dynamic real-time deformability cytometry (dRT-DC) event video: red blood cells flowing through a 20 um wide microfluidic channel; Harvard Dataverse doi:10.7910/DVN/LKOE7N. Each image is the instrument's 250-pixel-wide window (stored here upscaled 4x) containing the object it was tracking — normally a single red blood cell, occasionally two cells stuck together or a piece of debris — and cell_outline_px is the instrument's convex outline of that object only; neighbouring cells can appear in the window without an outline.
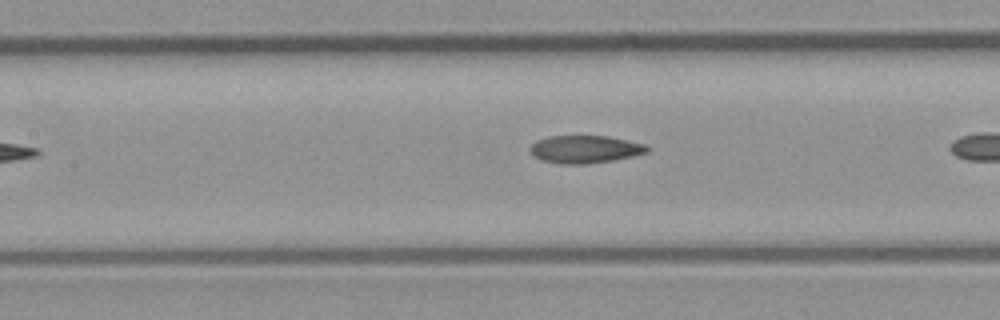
{"species": "common noctule bat (a hibernating species)", "species_latin": "Nyctalus noctula", "temperature_condition": "room temperature", "stored_images_in_passage": 7, "camera_frame_rate_fps": 3000, "um_per_image_px": 0.085, "animal": {"sex": "male", "body_mass_g": 23.1, "forearm_length_mm": 52.7}, "frame": {"image": 1, "passage_image": 5, "time_ms": 1.333, "image_size_px": [1000, 320], "cell_outline_px": [[648, 152], [632, 156], [612, 160], [584, 164], [560, 164], [544, 160], [536, 156], [528, 148], [536, 140], [548, 136], [608, 136], [644, 144], [648, 148]], "centroid_in_image_um": [49.7, 12.68], "position_along_channel_um": 157.7, "area_um2": 18.61}}